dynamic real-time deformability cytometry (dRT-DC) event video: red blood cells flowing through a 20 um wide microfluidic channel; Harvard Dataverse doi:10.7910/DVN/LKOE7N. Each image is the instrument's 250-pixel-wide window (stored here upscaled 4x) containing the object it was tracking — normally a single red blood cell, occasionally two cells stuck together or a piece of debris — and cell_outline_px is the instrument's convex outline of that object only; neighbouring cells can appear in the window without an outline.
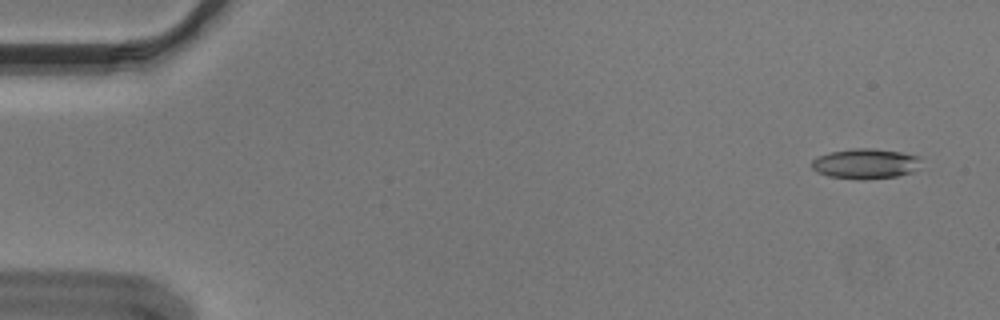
{"species": "Egyptian fruit bat (a non-hibernating species)", "species_latin": "Rousettus aegyptiacus", "temperature_condition": "cold", "stored_images_in_passage": 55, "camera_frame_rate_fps": 3000, "um_per_image_px": 0.085, "animal": {"sex": "male"}, "frame": {"image": 1, "passage_image": 3, "time_ms": 0.667, "image_size_px": [1000, 320], "cell_outline_px": [[920, 156], [916, 168], [912, 172], [896, 176], [864, 180], [860, 180], [828, 176], [816, 172], [812, 168], [812, 160], [816, 156], [828, 152], [856, 148], [876, 148], [900, 152]], "centroid_in_image_um": [73.5, 13.91], "position_along_channel_um": 11.5, "area_um2": 19.31}}
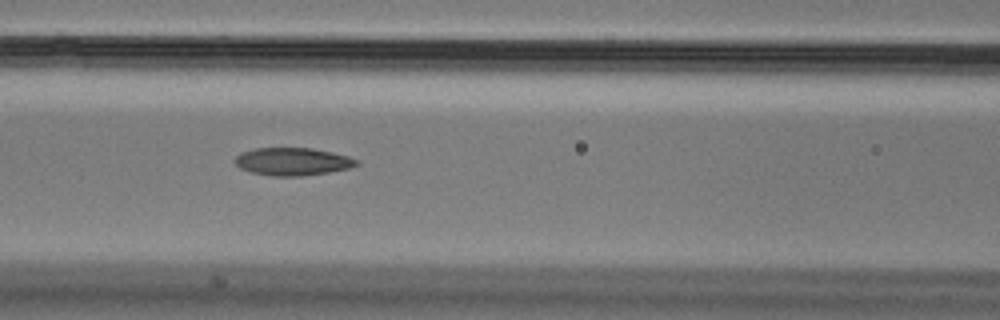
{"frame": {"image": 2, "passage_image": 24, "time_ms": 7.667, "image_size_px": [1000, 320], "cell_outline_px": [[360, 164], [348, 168], [328, 172], [300, 176], [272, 176], [252, 172], [240, 168], [236, 164], [236, 156], [240, 152], [256, 148], [312, 148], [332, 152], [348, 156], [360, 160]], "centroid_in_image_um": [24.89, 13.72], "position_along_channel_um": 141.7, "area_um2": 19.59}}
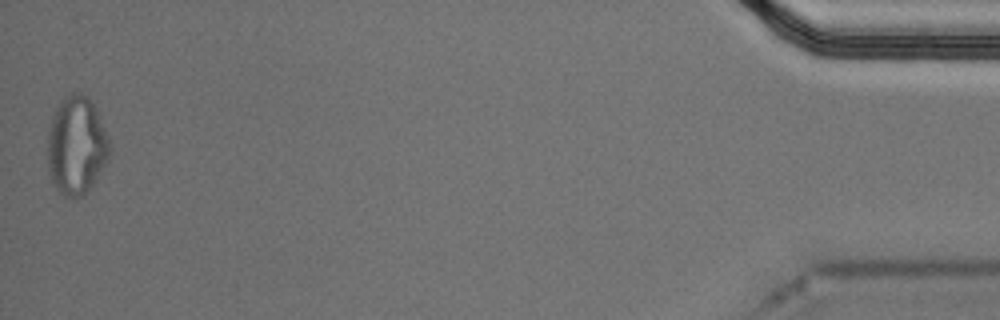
{"frame": {"image": 3, "passage_image": 55, "time_ms": 18.0, "image_size_px": [1000, 320], "cell_outline_px": [[112, 152], [108, 160], [96, 180], [80, 196], [64, 196], [52, 184], [48, 168], [48, 132], [52, 116], [60, 100], [64, 96], [72, 92], [80, 92], [88, 96], [96, 112], [112, 148]], "centroid_in_image_um": [6.48, 12.36], "position_along_channel_um": 428.7, "area_um2": 35.32}, "authors_computed_cell_mechanics": {"area_um2": 20.1144, "velocity_mm_per_s": 3.6343, "shape_relaxation_time_tau1_ms": null, "shape_relaxation_time_tau2_ms": 4.3873, "deformation_change_tau1": null, "deformation_change_tau2": 0.1227}}